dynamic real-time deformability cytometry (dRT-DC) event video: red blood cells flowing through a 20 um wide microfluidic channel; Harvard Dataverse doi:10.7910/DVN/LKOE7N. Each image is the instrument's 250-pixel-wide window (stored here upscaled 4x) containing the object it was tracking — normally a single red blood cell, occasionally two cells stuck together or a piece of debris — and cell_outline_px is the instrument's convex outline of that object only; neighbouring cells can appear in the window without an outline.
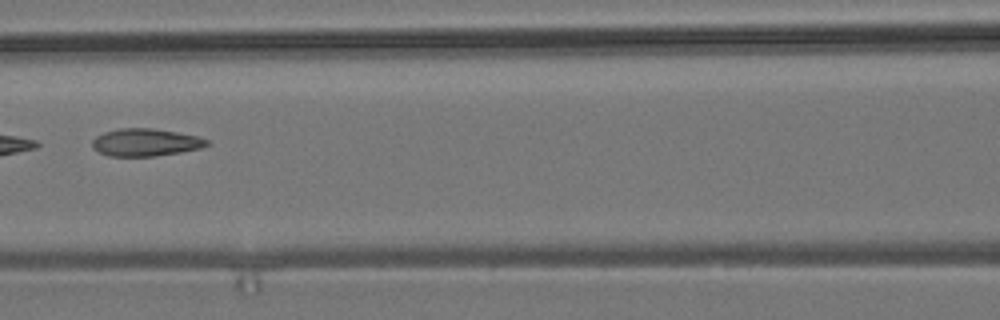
{"species": "common noctule bat (a hibernating species)", "species_latin": "Nyctalus noctula", "temperature_condition": "room temperature", "stored_images_in_passage": 9, "camera_frame_rate_fps": 3000, "um_per_image_px": 0.085, "animal": {"sex": "male", "body_mass_g": 19.2, "forearm_length_mm": 51.8}, "frame": {"image": 1, "passage_image": 7, "time_ms": 7.0, "image_size_px": [1000, 320], "cell_outline_px": [[212, 144], [200, 148], [180, 152], [152, 156], [108, 156], [92, 148], [92, 140], [96, 136], [104, 132], [116, 128], [152, 128], [200, 136], [208, 140]], "centroid_in_image_um": [12.37, 12.09], "position_along_channel_um": 154.2, "area_um2": 18.5}}
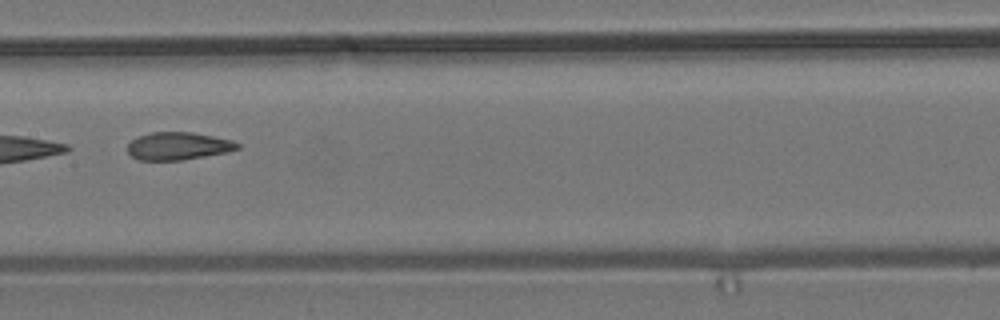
{"frame": {"image": 2, "passage_image": 8, "time_ms": 8.0, "image_size_px": [1000, 320], "cell_outline_px": [[240, 148], [228, 152], [180, 160], [140, 160], [132, 156], [128, 152], [128, 144], [132, 140], [140, 136], [152, 132], [192, 132], [232, 140], [240, 144]], "centroid_in_image_um": [15.16, 12.41], "position_along_channel_um": 192.2, "area_um2": 17.57}}
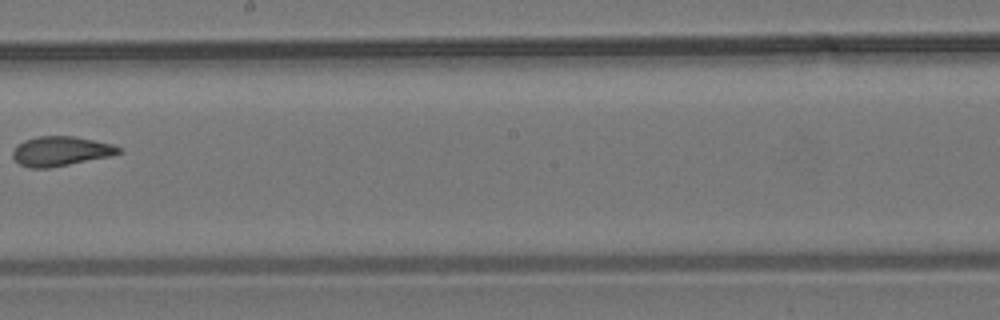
{"frame": {"image": 3, "passage_image": 9, "time_ms": 9.333, "image_size_px": [1000, 320], "cell_outline_px": [[124, 152], [112, 156], [48, 168], [28, 168], [20, 164], [12, 156], [12, 152], [24, 140], [36, 136], [72, 136], [112, 144], [120, 148]], "centroid_in_image_um": [5.18, 12.85], "position_along_channel_um": 243.0, "area_um2": 18.15}}